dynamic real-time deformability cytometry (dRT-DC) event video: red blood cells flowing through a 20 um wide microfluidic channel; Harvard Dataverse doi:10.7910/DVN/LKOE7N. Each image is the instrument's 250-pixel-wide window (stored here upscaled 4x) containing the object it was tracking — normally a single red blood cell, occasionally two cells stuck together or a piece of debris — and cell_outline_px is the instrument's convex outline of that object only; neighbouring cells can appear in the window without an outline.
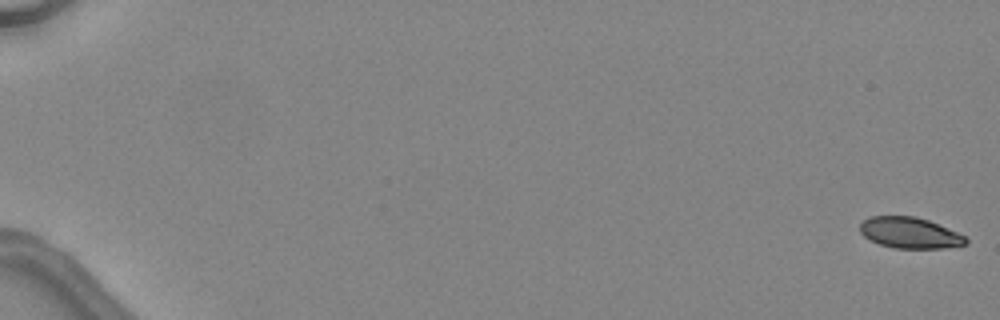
{"species": "common noctule bat (a hibernating species)", "species_latin": "Nyctalus noctula", "temperature_condition": "warm", "stored_images_in_passage": 7, "camera_frame_rate_fps": 3000, "um_per_image_px": 0.085, "animal": {"sex": "female", "body_mass_g": 24.6, "forearm_length_mm": 56.2}, "frame": {"image": 1, "passage_image": 1, "time_ms": 0.0, "image_size_px": [1000, 320], "cell_outline_px": [[968, 244], [944, 248], [896, 248], [880, 244], [864, 236], [860, 232], [860, 224], [868, 216], [916, 216], [928, 220], [956, 232], [964, 236], [968, 240]], "centroid_in_image_um": [77.32, 19.78], "position_along_channel_um": 7.7, "area_um2": 18.96}}
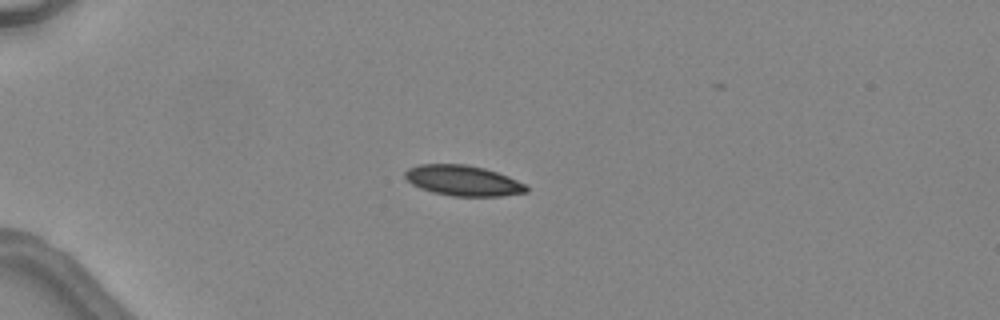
{"frame": {"image": 2, "passage_image": 5, "time_ms": 4.667, "image_size_px": [1000, 320], "cell_outline_px": [[528, 192], [500, 196], [452, 196], [432, 192], [420, 188], [412, 184], [404, 176], [404, 172], [408, 168], [420, 164], [464, 164], [484, 168], [508, 176], [528, 184]], "centroid_in_image_um": [39.38, 15.35], "position_along_channel_um": 45.6, "area_um2": 21.62}}